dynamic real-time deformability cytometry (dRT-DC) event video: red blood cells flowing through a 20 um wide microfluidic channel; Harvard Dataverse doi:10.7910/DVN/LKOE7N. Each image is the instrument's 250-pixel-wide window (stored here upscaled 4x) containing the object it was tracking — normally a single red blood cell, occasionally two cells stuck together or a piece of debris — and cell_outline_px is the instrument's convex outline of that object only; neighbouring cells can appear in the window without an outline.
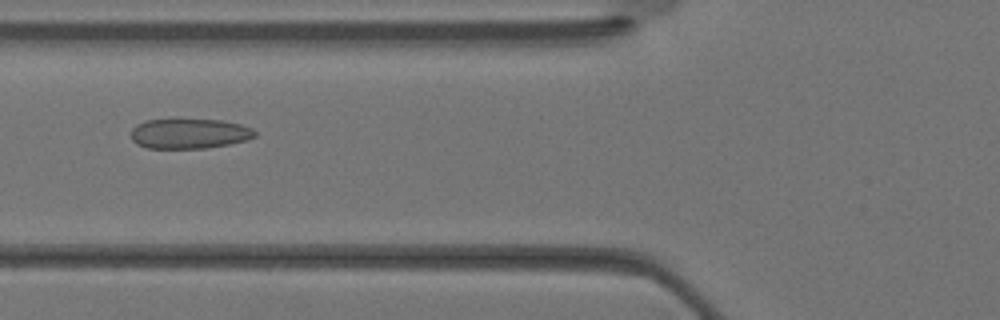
{"species": "Egyptian fruit bat (a non-hibernating species)", "species_latin": "Rousettus aegyptiacus", "temperature_condition": "warm", "stored_images_in_passage": 36, "camera_frame_rate_fps": 3000, "um_per_image_px": 0.085, "animal": {"sex": "female"}, "frame": {"image": 1, "passage_image": 14, "time_ms": 4.333, "image_size_px": [1000, 320], "cell_outline_px": [[256, 136], [248, 140], [228, 144], [204, 148], [148, 148], [136, 144], [132, 140], [132, 128], [136, 124], [144, 120], [172, 116], [176, 116], [220, 120], [240, 124], [252, 128], [256, 132]], "centroid_in_image_um": [16.05, 11.29], "position_along_channel_um": 109.8, "area_um2": 22.72}}
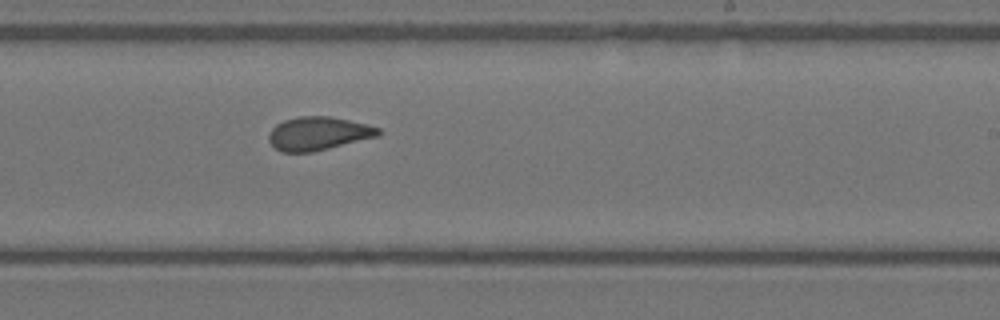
{"frame": {"image": 2, "passage_image": 22, "time_ms": 7.0, "image_size_px": [1000, 320], "cell_outline_px": [[380, 132], [376, 136], [312, 152], [280, 152], [268, 140], [268, 132], [276, 124], [284, 120], [300, 116], [328, 116], [348, 120], [380, 128]], "centroid_in_image_um": [26.98, 11.34], "position_along_channel_um": 262.0, "area_um2": 20.98}}
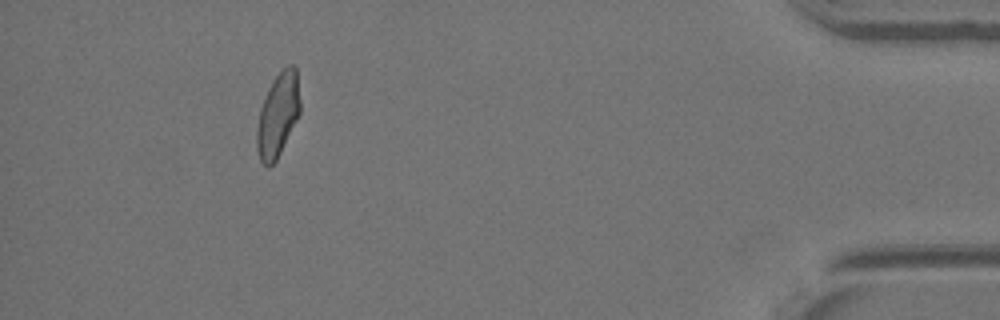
{"frame": {"image": 3, "passage_image": 33, "time_ms": 10.667, "image_size_px": [1000, 320], "cell_outline_px": [[300, 112], [276, 160], [268, 168], [260, 160], [256, 148], [256, 128], [260, 108], [268, 88], [272, 80], [288, 64], [292, 64], [296, 68], [300, 100]], "centroid_in_image_um": [23.6, 9.76], "position_along_channel_um": 411.6, "area_um2": 20.98}}